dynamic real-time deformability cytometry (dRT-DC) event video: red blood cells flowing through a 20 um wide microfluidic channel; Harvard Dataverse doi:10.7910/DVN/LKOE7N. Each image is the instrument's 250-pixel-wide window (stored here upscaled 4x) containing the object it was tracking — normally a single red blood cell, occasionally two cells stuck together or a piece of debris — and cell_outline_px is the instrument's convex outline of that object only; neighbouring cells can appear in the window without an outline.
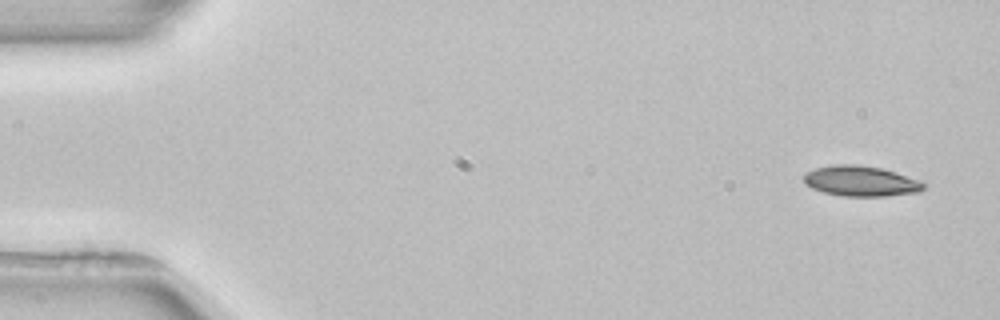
{"species": "common noctule bat (a hibernating species)", "species_latin": "Nyctalus noctula", "temperature_condition": "room temperature", "stored_images_in_passage": 4, "camera_frame_rate_fps": 3000, "um_per_image_px": 0.085, "animal": {"sex": "female", "body_mass_g": 22.7, "forearm_length_mm": 54.2}, "frame": {"image": 1, "passage_image": 1, "time_ms": 0.0, "image_size_px": [1000, 320], "cell_outline_px": [[924, 188], [920, 192], [884, 196], [844, 196], [824, 192], [812, 188], [804, 184], [804, 172], [816, 168], [832, 164], [856, 164], [880, 168], [896, 172], [920, 180], [924, 184]], "centroid_in_image_um": [73.15, 15.38], "position_along_channel_um": 11.9, "area_um2": 21.27}}
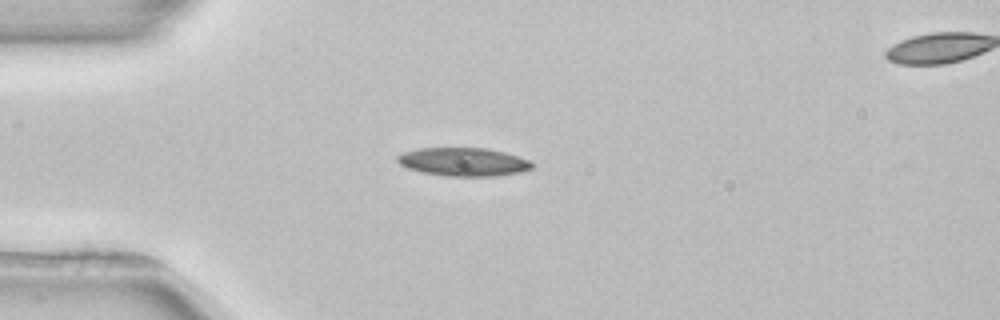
{"frame": {"image": 2, "passage_image": 3, "time_ms": 3.667, "image_size_px": [1000, 320], "cell_outline_px": [[532, 168], [520, 172], [496, 176], [448, 176], [424, 172], [408, 168], [400, 164], [396, 160], [396, 156], [400, 152], [420, 148], [488, 148], [504, 152], [532, 160]], "centroid_in_image_um": [39.39, 13.75], "position_along_channel_um": 45.6, "area_um2": 22.31}}